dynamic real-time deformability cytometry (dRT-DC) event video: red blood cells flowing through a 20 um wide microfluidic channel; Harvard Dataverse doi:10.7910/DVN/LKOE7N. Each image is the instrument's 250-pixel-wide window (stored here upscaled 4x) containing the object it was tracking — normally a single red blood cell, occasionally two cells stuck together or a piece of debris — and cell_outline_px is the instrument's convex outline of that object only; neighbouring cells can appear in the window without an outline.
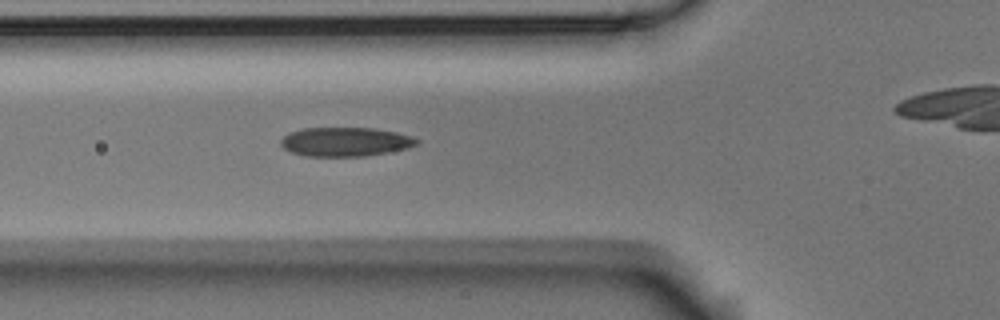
{"species": "Egyptian fruit bat (a non-hibernating species)", "species_latin": "Rousettus aegyptiacus", "temperature_condition": "room temperature", "stored_images_in_passage": 6, "camera_frame_rate_fps": 3000, "um_per_image_px": 0.085, "animal": {"sex": "male"}, "frame": {"image": 1, "passage_image": 5, "time_ms": 4.667, "image_size_px": [1000, 320], "cell_outline_px": [[420, 144], [408, 148], [388, 152], [364, 156], [304, 156], [292, 152], [284, 148], [280, 144], [280, 140], [288, 132], [304, 128], [376, 128], [396, 132], [412, 136], [420, 140]], "centroid_in_image_um": [29.38, 12.05], "position_along_channel_um": 96.4, "area_um2": 23.18}}